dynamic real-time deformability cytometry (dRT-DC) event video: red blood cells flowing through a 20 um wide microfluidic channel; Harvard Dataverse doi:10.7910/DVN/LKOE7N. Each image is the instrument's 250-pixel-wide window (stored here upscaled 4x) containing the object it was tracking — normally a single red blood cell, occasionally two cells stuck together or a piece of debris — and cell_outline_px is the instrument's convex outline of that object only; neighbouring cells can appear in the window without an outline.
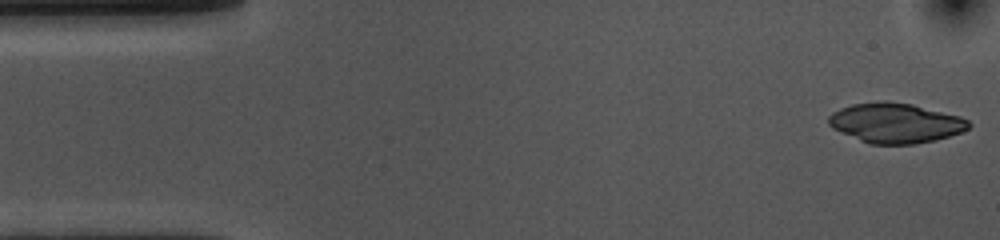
{"species": "common noctule bat (a hibernating species)", "species_latin": "Nyctalus noctula", "temperature_condition": "cold", "stored_images_in_passage": 53, "camera_frame_rate_fps": 3000, "um_per_image_px": 0.085, "animal": {"sex": "female", "body_mass_g": 10.0, "forearm_length_mm": 53.1}, "frame": {"image": 1, "passage_image": 1, "time_ms": 0.0, "image_size_px": [1000, 240], "cell_outline_px": [[972, 124], [968, 128], [960, 132], [936, 140], [916, 144], [868, 144], [840, 132], [832, 128], [828, 124], [828, 116], [832, 112], [840, 108], [852, 104], [880, 100], [884, 100], [912, 104], [960, 116], [968, 120]], "centroid_in_image_um": [76.08, 10.45], "position_along_channel_um": 8.9, "area_um2": 32.77}}